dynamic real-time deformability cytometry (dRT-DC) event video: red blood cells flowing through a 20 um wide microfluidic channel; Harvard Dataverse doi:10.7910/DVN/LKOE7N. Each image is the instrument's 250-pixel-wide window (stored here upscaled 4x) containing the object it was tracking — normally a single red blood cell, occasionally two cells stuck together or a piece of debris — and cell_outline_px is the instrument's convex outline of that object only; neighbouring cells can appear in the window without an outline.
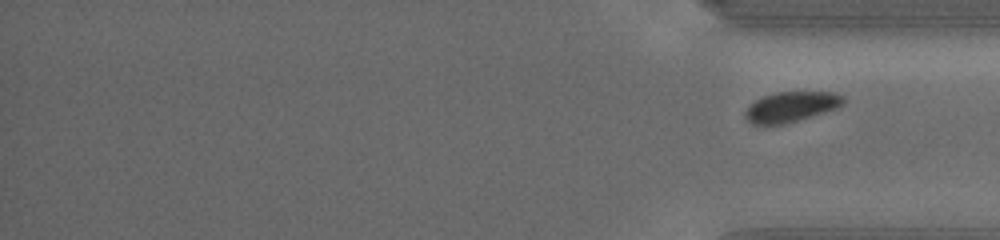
{"species": "common noctule bat (a hibernating species)", "species_latin": "Nyctalus noctula", "temperature_condition": "cold", "stored_images_in_passage": 31, "camera_frame_rate_fps": 3000, "um_per_image_px": 0.085, "animal": {"sex": "female", "body_mass_g": 19.5, "forearm_length_mm": 54.1}, "frame": {"image": 1, "passage_image": 31, "time_ms": 14.0, "image_size_px": [1000, 240], "cell_outline_px": [[844, 104], [836, 108], [824, 112], [784, 124], [752, 124], [744, 116], [744, 112], [756, 100], [764, 96], [776, 92], [836, 92], [844, 96]], "centroid_in_image_um": [67.27, 9.07], "position_along_channel_um": 367.9, "area_um2": 17.05}}